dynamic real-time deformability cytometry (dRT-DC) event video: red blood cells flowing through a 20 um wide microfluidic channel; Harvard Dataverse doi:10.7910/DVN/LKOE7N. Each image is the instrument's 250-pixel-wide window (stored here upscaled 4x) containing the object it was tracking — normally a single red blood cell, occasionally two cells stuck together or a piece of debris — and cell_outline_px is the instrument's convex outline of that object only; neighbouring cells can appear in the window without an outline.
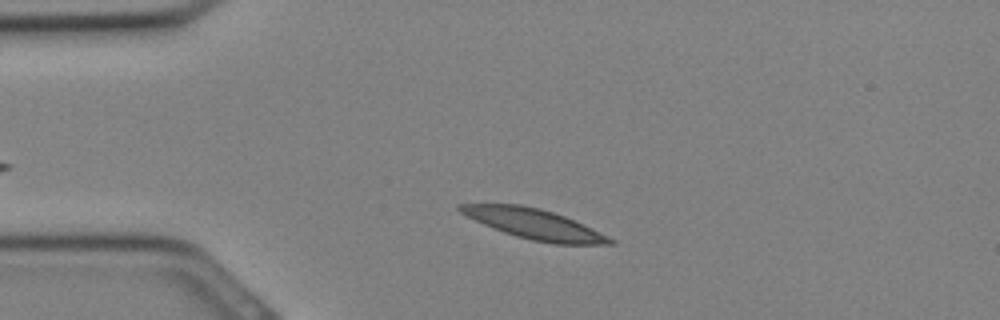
{"species": "Egyptian fruit bat (a non-hibernating species)", "species_latin": "Rousettus aegyptiacus", "temperature_condition": "cold", "stored_images_in_passage": 26, "camera_frame_rate_fps": 3000, "um_per_image_px": 0.085, "animal": {"sex": "female"}, "frame": {"image": 1, "passage_image": 4, "time_ms": 1.0, "image_size_px": [1000, 320], "cell_outline_px": [[616, 244], [556, 244], [532, 240], [516, 236], [492, 228], [460, 212], [456, 208], [456, 204], [520, 204], [540, 208], [564, 216], [608, 236], [616, 240]], "centroid_in_image_um": [45.4, 19.04], "position_along_channel_um": 39.6, "area_um2": 25.95}}
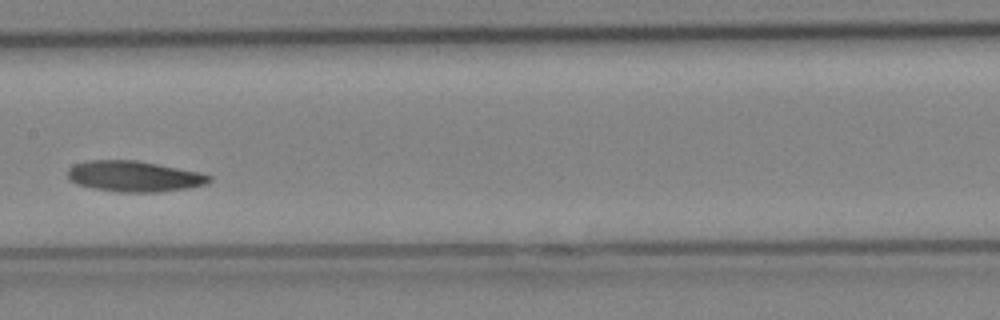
{"frame": {"image": 2, "passage_image": 13, "time_ms": 4.0, "image_size_px": [1000, 320], "cell_outline_px": [[212, 180], [208, 184], [188, 188], [160, 192], [116, 192], [76, 184], [68, 180], [68, 168], [76, 164], [88, 160], [136, 160], [200, 172], [212, 176]], "centroid_in_image_um": [11.42, 14.99], "position_along_channel_um": 196.0, "area_um2": 25.49}}
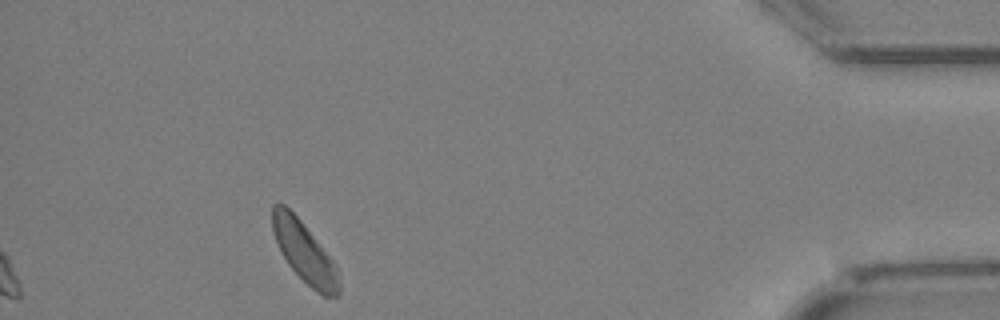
{"frame": {"image": 3, "passage_image": 26, "time_ms": 8.333, "image_size_px": [1000, 320], "cell_outline_px": [[340, 292], [336, 296], [324, 296], [316, 292], [288, 264], [272, 232], [272, 204], [284, 204], [300, 220], [332, 260], [336, 268], [340, 284]], "centroid_in_image_um": [25.86, 21.44], "position_along_channel_um": 409.3, "area_um2": 22.77}}